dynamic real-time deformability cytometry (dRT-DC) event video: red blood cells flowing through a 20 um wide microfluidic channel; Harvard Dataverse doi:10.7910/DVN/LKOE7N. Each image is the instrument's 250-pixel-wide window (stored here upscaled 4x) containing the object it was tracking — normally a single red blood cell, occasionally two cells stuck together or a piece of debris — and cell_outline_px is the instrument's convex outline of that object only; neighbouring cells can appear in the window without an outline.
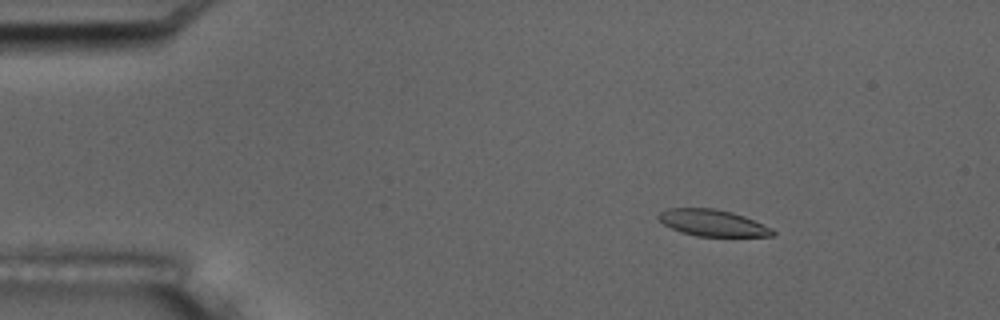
{"species": "common noctule bat (a hibernating species)", "species_latin": "Nyctalus noctula", "temperature_condition": "room temperature", "stored_images_in_passage": 56, "camera_frame_rate_fps": 3000, "um_per_image_px": 0.085, "animal": {"sex": "male", "body_mass_g": 17.5, "forearm_length_mm": 52.3}, "frame": {"image": 1, "passage_image": 9, "time_ms": 2.667, "image_size_px": [1000, 320], "cell_outline_px": [[776, 236], [696, 236], [680, 232], [664, 224], [656, 216], [660, 212], [668, 208], [716, 208], [732, 212], [744, 216], [772, 228], [776, 232]], "centroid_in_image_um": [60.58, 18.94], "position_along_channel_um": 24.4, "area_um2": 17.69}}
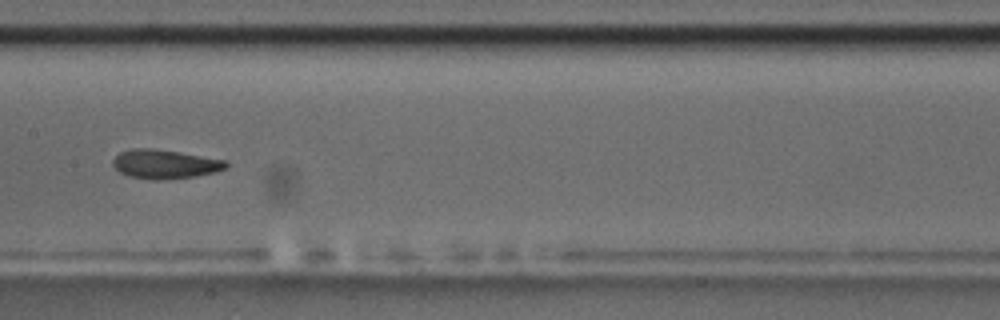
{"frame": {"image": 2, "passage_image": 29, "time_ms": 9.333, "image_size_px": [1000, 320], "cell_outline_px": [[228, 168], [216, 172], [196, 176], [160, 180], [152, 180], [128, 176], [120, 172], [112, 164], [112, 160], [120, 152], [132, 148], [152, 148], [180, 152], [224, 160], [228, 164]], "centroid_in_image_um": [14.01, 13.95], "position_along_channel_um": 193.4, "area_um2": 19.19}}
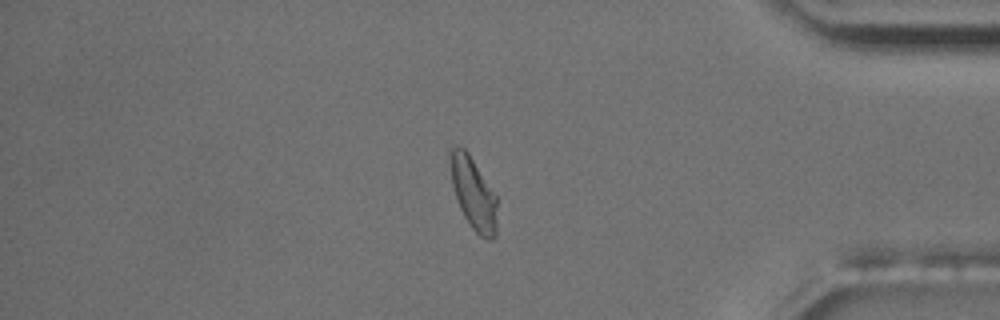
{"frame": {"image": 3, "passage_image": 48, "time_ms": 15.667, "image_size_px": [1000, 320], "cell_outline_px": [[496, 236], [492, 240], [488, 240], [480, 236], [472, 228], [464, 216], [456, 200], [452, 184], [448, 152], [448, 148], [464, 148], [468, 152], [496, 196]], "centroid_in_image_um": [40.21, 16.45], "position_along_channel_um": 395.0, "area_um2": 19.59}, "authors_computed_cell_mechanics": {"area_um2": 18.9584, "velocity_mm_per_s": 3.6297, "shape_relaxation_time_tau1_ms": 4.0825, "shape_relaxation_time_tau2_ms": 2.0708, "deformation_change_tau1": 0.1428, "deformation_change_tau2": 0.0733}}